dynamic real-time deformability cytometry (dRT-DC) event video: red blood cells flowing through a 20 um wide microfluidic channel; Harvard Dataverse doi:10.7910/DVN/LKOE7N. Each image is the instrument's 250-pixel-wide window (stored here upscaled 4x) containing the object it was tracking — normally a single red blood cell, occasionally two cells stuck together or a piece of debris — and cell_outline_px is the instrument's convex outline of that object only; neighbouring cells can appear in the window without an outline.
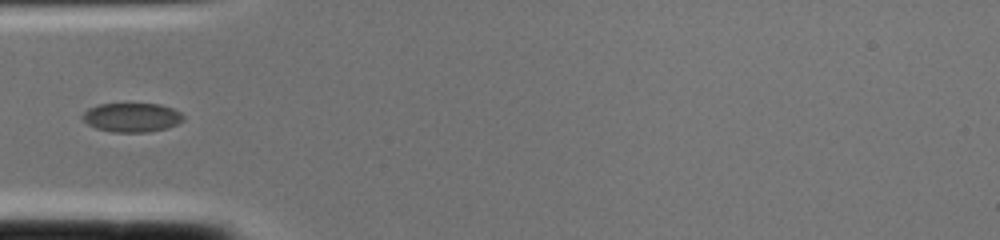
{"species": "common noctule bat (a hibernating species)", "species_latin": "Nyctalus noctula", "temperature_condition": "cold", "stored_images_in_passage": 2, "camera_frame_rate_fps": 3000, "um_per_image_px": 0.085, "animal": {"sex": "female", "body_mass_g": 22.0, "forearm_length_mm": 56.7}, "frame": {"image": 1, "passage_image": 2, "time_ms": 0.333, "image_size_px": [1000, 240], "cell_outline_px": [[184, 120], [168, 128], [148, 132], [112, 132], [96, 128], [88, 124], [80, 116], [88, 108], [96, 104], [160, 104], [172, 108], [180, 112], [184, 116]], "centroid_in_image_um": [11.2, 9.98], "position_along_channel_um": 73.8, "area_um2": 17.17}}